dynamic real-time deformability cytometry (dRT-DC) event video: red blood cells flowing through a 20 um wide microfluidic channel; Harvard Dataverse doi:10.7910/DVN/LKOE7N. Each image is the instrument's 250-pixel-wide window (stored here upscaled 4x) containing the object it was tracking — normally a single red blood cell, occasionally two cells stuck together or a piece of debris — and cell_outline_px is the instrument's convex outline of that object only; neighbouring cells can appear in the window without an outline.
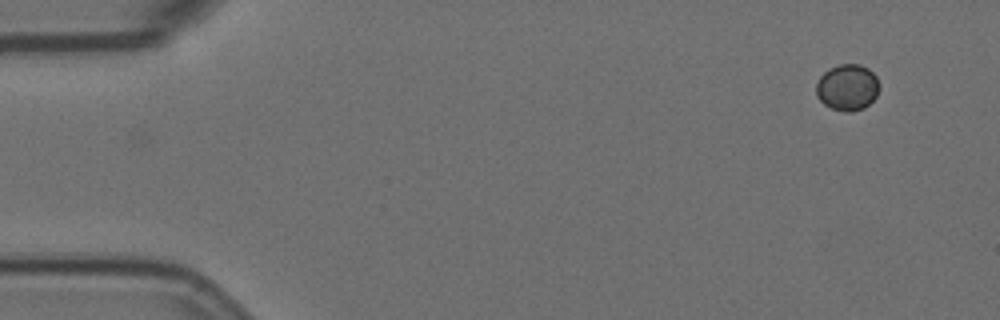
{"species": "Egyptian fruit bat (a non-hibernating species)", "species_latin": "Rousettus aegyptiacus", "temperature_condition": "room temperature", "stored_images_in_passage": 3, "camera_frame_rate_fps": 3000, "um_per_image_px": 0.085, "animal": {"sex": "female"}, "frame": {"image": 1, "passage_image": 3, "time_ms": 0.667, "image_size_px": [1000, 320], "cell_outline_px": [[880, 88], [876, 96], [864, 108], [852, 112], [844, 112], [832, 108], [824, 104], [816, 96], [816, 84], [820, 76], [828, 68], [840, 64], [860, 64], [868, 68], [876, 76], [880, 84]], "centroid_in_image_um": [72.03, 7.42], "position_along_channel_um": 13.0, "area_um2": 17.22}}